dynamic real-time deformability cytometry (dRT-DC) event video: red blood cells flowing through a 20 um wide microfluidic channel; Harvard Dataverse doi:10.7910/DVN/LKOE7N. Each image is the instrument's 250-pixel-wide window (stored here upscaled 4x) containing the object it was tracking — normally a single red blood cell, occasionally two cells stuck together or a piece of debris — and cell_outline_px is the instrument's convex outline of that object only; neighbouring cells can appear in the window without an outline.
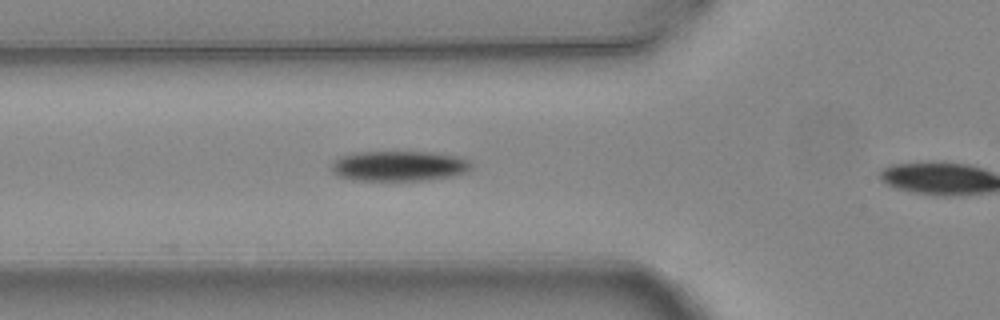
{"species": "common noctule bat (a hibernating species)", "species_latin": "Nyctalus noctula", "temperature_condition": "warm", "stored_images_in_passage": 3, "segment_of_instrument_passage": [1, 2], "camera_frame_rate_fps": 3000, "um_per_image_px": 0.085, "animal": {"sex": "female", "body_mass_g": 24.6, "forearm_length_mm": 56.2}, "frame": {"image": 1, "passage_image": 2, "time_ms": 0.333, "image_size_px": [1000, 320], "cell_outline_px": [[472, 168], [468, 172], [452, 176], [424, 180], [352, 180], [336, 176], [332, 172], [332, 164], [340, 156], [352, 152], [432, 152], [456, 156], [468, 160], [472, 164]], "centroid_in_image_um": [33.9, 14.11], "position_along_channel_um": 91.9, "area_um2": 24.74}}